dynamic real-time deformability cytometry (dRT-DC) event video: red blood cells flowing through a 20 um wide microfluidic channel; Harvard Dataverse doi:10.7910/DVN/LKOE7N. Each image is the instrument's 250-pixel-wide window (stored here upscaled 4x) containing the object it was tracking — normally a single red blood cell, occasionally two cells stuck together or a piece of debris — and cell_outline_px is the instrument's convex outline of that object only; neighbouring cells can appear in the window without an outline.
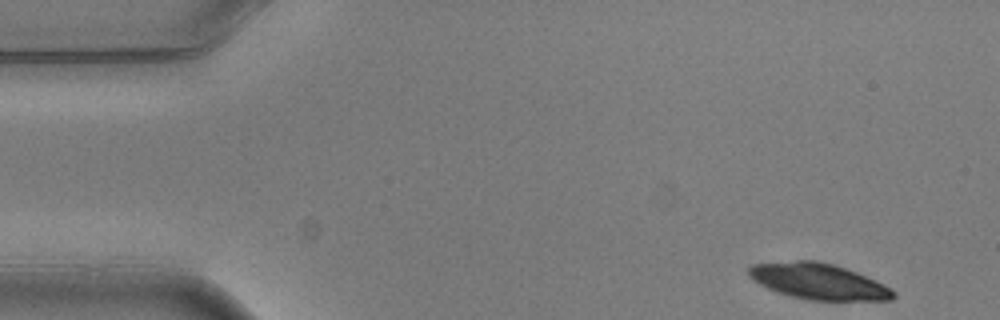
{"species": "common noctule bat (a hibernating species)", "species_latin": "Nyctalus noctula", "temperature_condition": "warm", "stored_images_in_passage": 5, "camera_frame_rate_fps": 3000, "um_per_image_px": 0.085, "animal": {"sex": "male", "body_mass_g": 20.5, "forearm_length_mm": 52.5}, "frame": {"image": 1, "passage_image": 1, "time_ms": 0.0, "image_size_px": [1000, 320], "cell_outline_px": [[896, 296], [892, 300], [808, 300], [776, 292], [752, 280], [748, 276], [748, 268], [752, 264], [796, 260], [816, 260], [832, 264], [856, 272], [884, 284], [896, 292]], "centroid_in_image_um": [69.55, 23.91], "position_along_channel_um": 15.4, "area_um2": 30.23}}